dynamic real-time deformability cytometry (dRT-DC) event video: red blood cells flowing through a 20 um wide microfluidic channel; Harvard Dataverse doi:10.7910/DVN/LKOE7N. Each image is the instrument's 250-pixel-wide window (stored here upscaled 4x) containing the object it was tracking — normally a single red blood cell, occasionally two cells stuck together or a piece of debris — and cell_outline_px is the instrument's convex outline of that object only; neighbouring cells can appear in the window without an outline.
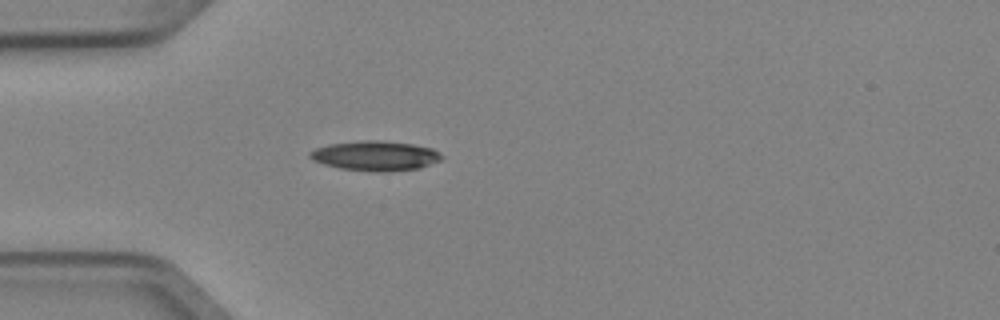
{"species": "Egyptian fruit bat (a non-hibernating species)", "species_latin": "Rousettus aegyptiacus", "temperature_condition": "cold", "stored_images_in_passage": 4, "camera_frame_rate_fps": 3000, "um_per_image_px": 0.085, "animal": {"sex": "female"}, "frame": {"image": 1, "passage_image": 4, "time_ms": 1.0, "image_size_px": [1000, 320], "cell_outline_px": [[444, 156], [440, 160], [420, 168], [388, 172], [372, 172], [340, 168], [324, 164], [312, 160], [308, 156], [308, 152], [316, 148], [328, 144], [364, 140], [380, 140], [412, 144], [432, 148], [440, 152]], "centroid_in_image_um": [31.9, 13.24], "position_along_channel_um": 53.1, "area_um2": 23.06}}